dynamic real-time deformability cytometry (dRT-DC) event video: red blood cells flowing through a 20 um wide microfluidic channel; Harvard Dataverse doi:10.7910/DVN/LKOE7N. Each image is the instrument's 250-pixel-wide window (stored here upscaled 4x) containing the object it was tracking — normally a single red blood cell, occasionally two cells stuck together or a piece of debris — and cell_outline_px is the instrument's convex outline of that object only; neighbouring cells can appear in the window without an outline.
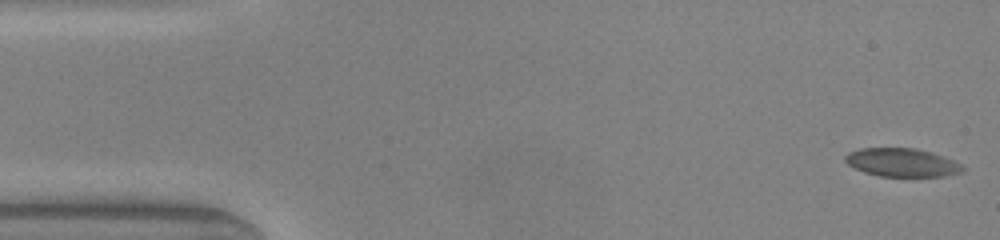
{"species": "common noctule bat (a hibernating species)", "species_latin": "Nyctalus noctula", "temperature_condition": "warm", "stored_images_in_passage": 49, "camera_frame_rate_fps": 3000, "um_per_image_px": 0.085, "animal": {"sex": "male", "body_mass_g": 20.0, "forearm_length_mm": 53.3}, "frame": {"image": 1, "passage_image": 1, "time_ms": 0.0, "image_size_px": [1000, 240], "cell_outline_px": [[964, 172], [944, 176], [880, 176], [864, 172], [848, 164], [844, 160], [844, 156], [848, 152], [860, 148], [916, 148], [932, 152], [952, 160], [960, 164], [964, 168]], "centroid_in_image_um": [76.65, 13.81], "position_along_channel_um": 8.3, "area_um2": 19.36}}
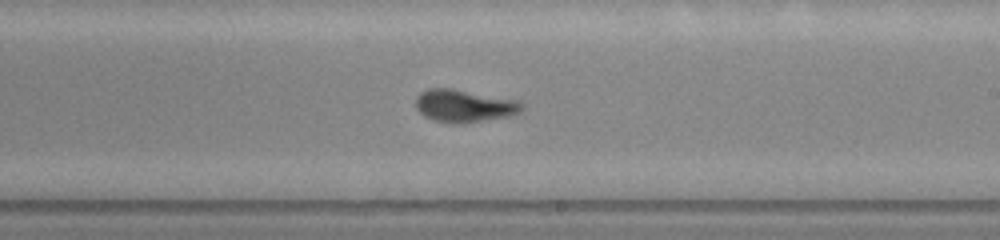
{"frame": {"image": 2, "passage_image": 28, "time_ms": 9.0, "image_size_px": [1000, 240], "cell_outline_px": [[524, 108], [520, 112], [504, 116], [480, 120], [432, 120], [424, 116], [416, 108], [416, 96], [420, 92], [428, 88], [452, 88], [520, 100], [524, 104]], "centroid_in_image_um": [39.46, 8.92], "position_along_channel_um": 249.5, "area_um2": 19.42}}
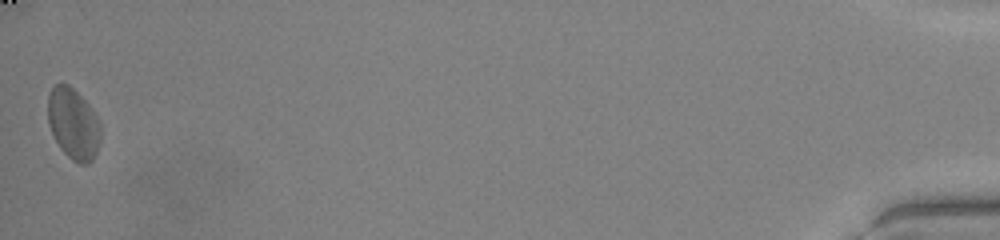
{"frame": {"image": 3, "passage_image": 49, "time_ms": 16.0, "image_size_px": [1000, 240], "cell_outline_px": [[100, 144], [92, 160], [88, 164], [80, 164], [72, 160], [60, 148], [48, 124], [48, 96], [52, 88], [56, 84], [68, 84], [84, 100], [100, 120]], "centroid_in_image_um": [6.24, 10.54], "position_along_channel_um": 429.0, "area_um2": 21.68}, "authors_computed_cell_mechanics": {"area_um2": 19.4786, "velocity_mm_per_s": 4.0239, "shape_relaxation_time_tau1_ms": 4.221, "shape_relaxation_time_tau2_ms": 1.5078, "deformation_change_tau1": 0.1765, "deformation_change_tau2": 0.0823}}